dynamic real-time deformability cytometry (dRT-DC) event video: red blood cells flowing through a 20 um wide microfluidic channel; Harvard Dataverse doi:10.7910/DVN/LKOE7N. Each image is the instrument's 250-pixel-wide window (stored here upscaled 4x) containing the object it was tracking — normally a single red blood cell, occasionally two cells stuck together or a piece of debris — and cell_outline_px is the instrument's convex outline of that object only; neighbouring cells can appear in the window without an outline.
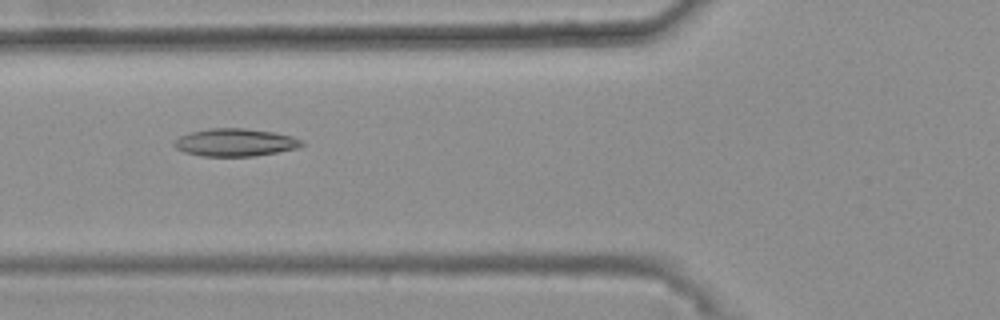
{"species": "common noctule bat (a hibernating species)", "species_latin": "Nyctalus noctula", "temperature_condition": "warm", "stored_images_in_passage": 50, "camera_frame_rate_fps": 3000, "um_per_image_px": 0.085, "animal": {"sex": "female", "body_mass_g": 25.1}, "frame": {"image": 1, "passage_image": 21, "time_ms": 6.667, "image_size_px": [1000, 320], "cell_outline_px": [[304, 144], [296, 148], [276, 152], [252, 156], [200, 156], [184, 152], [176, 148], [172, 144], [180, 136], [188, 132], [208, 128], [244, 128], [276, 132], [292, 136], [300, 140]], "centroid_in_image_um": [19.95, 12.09], "position_along_channel_um": 105.9, "area_um2": 20.58}}
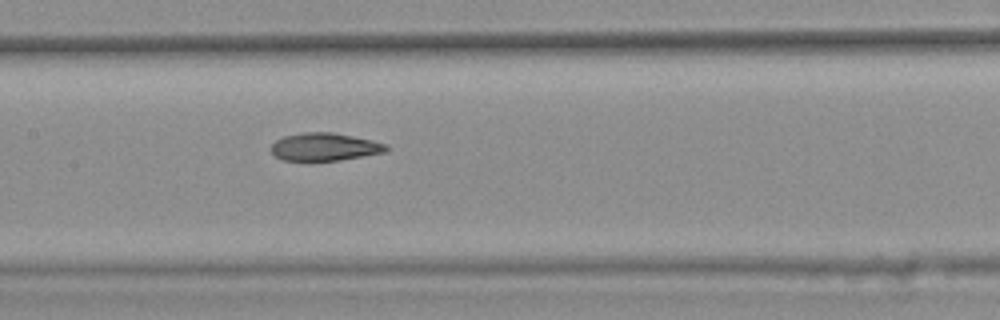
{"frame": {"image": 2, "passage_image": 27, "time_ms": 8.667, "image_size_px": [1000, 320], "cell_outline_px": [[388, 152], [340, 160], [312, 164], [284, 160], [276, 156], [272, 152], [272, 144], [276, 140], [284, 136], [304, 132], [332, 132], [372, 140], [388, 144]], "centroid_in_image_um": [27.6, 12.53], "position_along_channel_um": 179.8, "area_um2": 19.36}}
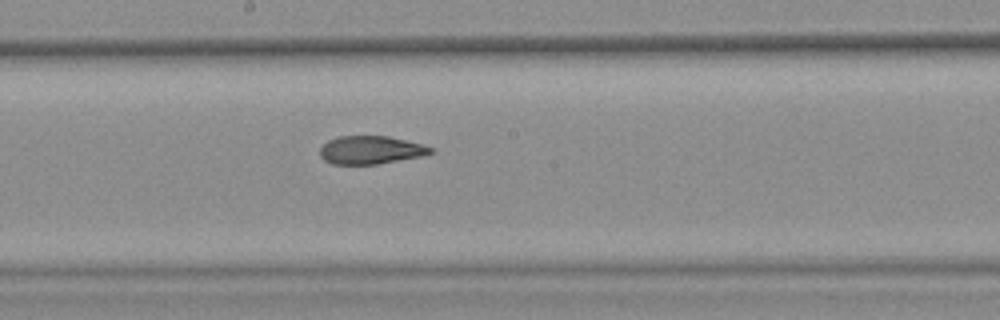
{"frame": {"image": 3, "passage_image": 30, "time_ms": 9.667, "image_size_px": [1000, 320], "cell_outline_px": [[436, 152], [420, 156], [376, 164], [332, 164], [324, 160], [320, 156], [320, 148], [328, 140], [340, 136], [388, 136], [424, 144], [436, 148]], "centroid_in_image_um": [31.55, 12.74], "position_along_channel_um": 216.7, "area_um2": 18.21}, "authors_computed_cell_mechanics": {"area_um2": 19.7387, "velocity_mm_per_s": 3.6936, "shape_relaxation_time_tau1_ms": null, "shape_relaxation_time_tau2_ms": 2.5607, "deformation_change_tau1": null, "deformation_change_tau2": 0.093}}